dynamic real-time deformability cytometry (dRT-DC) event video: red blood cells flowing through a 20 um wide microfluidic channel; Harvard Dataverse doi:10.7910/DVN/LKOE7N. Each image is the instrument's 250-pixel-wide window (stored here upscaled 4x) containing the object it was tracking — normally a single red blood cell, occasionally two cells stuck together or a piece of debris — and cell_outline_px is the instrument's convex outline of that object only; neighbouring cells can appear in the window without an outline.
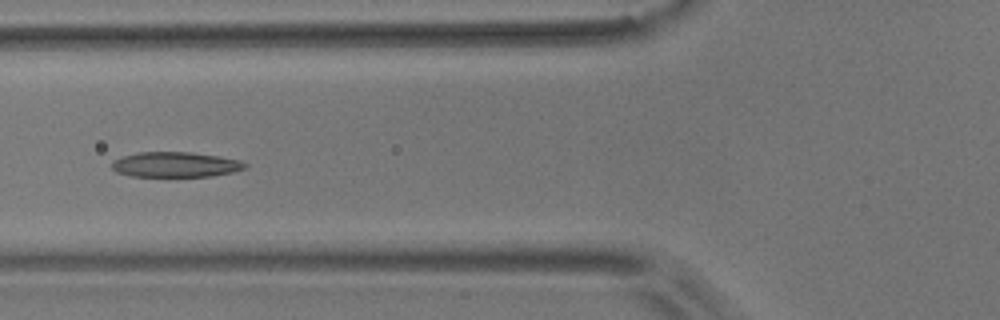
{"species": "common noctule bat (a hibernating species)", "species_latin": "Nyctalus noctula", "temperature_condition": "room temperature", "stored_images_in_passage": 32, "camera_frame_rate_fps": 3000, "um_per_image_px": 0.085, "animal": {"sex": "male", "body_mass_g": 17.9}, "frame": {"image": 1, "passage_image": 5, "time_ms": 1.333, "image_size_px": [1000, 320], "cell_outline_px": [[248, 164], [244, 168], [232, 172], [212, 176], [132, 176], [116, 172], [112, 168], [112, 160], [124, 156], [140, 152], [192, 152], [240, 160]], "centroid_in_image_um": [14.9, 13.99], "position_along_channel_um": 110.9, "area_um2": 19.36}}
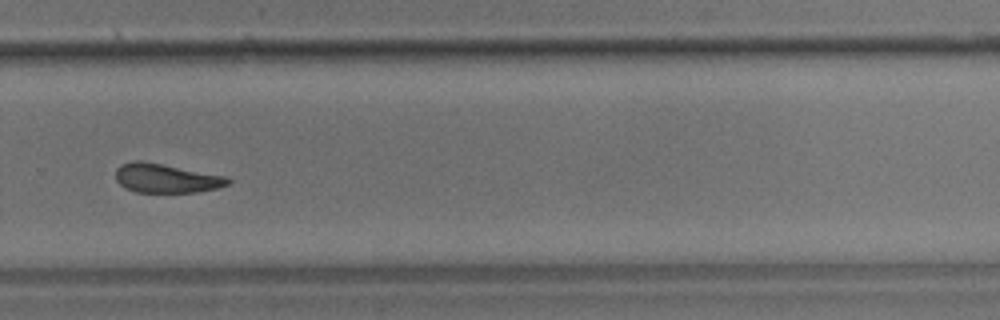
{"frame": {"image": 2, "passage_image": 22, "time_ms": 7.0, "image_size_px": [1000, 320], "cell_outline_px": [[232, 180], [228, 184], [216, 188], [196, 192], [136, 192], [124, 188], [116, 180], [116, 168], [120, 164], [132, 160], [144, 160], [228, 176]], "centroid_in_image_um": [14.11, 15.13], "position_along_channel_um": 315.7, "area_um2": 19.36}, "authors_computed_cell_mechanics": {"area_um2": 19.7965, "velocity_mm_per_s": 3.6212, "shape_relaxation_time_tau1_ms": 4.8708, "shape_relaxation_time_tau2_ms": 4.2681, "deformation_change_tau1": 0.1346, "deformation_change_tau2": 0.1282}}